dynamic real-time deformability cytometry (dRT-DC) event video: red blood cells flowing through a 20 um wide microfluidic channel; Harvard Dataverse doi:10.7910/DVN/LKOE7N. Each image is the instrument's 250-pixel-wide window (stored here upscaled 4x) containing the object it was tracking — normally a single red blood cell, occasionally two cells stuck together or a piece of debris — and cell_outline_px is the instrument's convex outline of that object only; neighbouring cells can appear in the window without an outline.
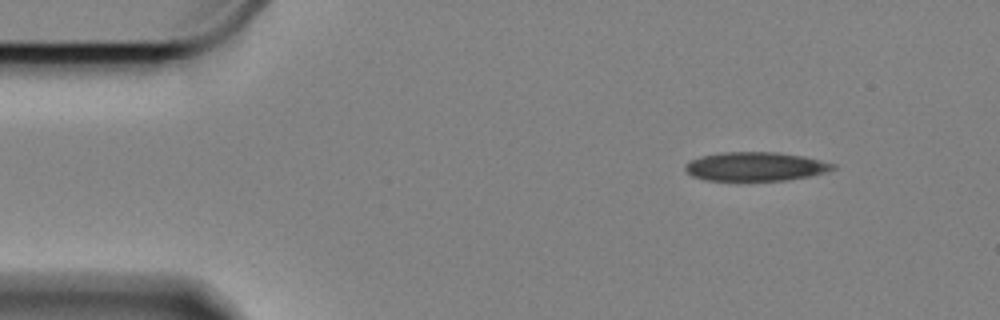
{"species": "Egyptian fruit bat (a non-hibernating species)", "species_latin": "Rousettus aegyptiacus", "temperature_condition": "cold", "stored_images_in_passage": 53, "camera_frame_rate_fps": 3000, "um_per_image_px": 0.085, "animal": {"sex": "female"}, "frame": {"image": 1, "passage_image": 1, "time_ms": 0.0, "image_size_px": [1000, 320], "cell_outline_px": [[836, 168], [828, 172], [812, 176], [788, 180], [708, 180], [692, 176], [684, 168], [684, 164], [700, 156], [720, 152], [776, 152], [804, 156], [836, 164]], "centroid_in_image_um": [64.25, 14.15], "position_along_channel_um": 20.7, "area_um2": 24.97}}
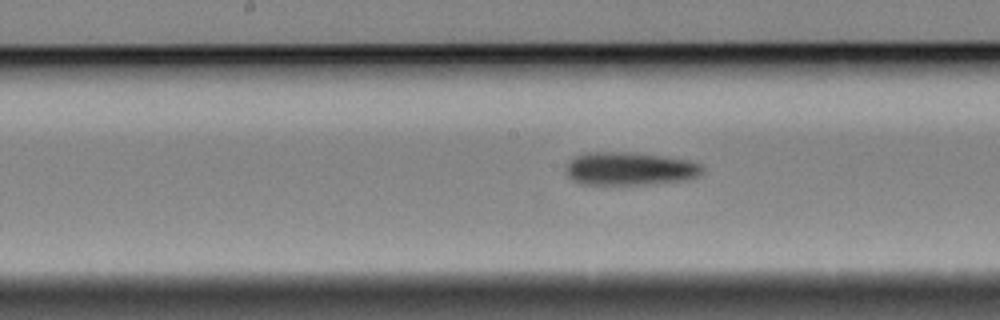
{"frame": {"image": 2, "passage_image": 23, "time_ms": 7.333, "image_size_px": [1000, 320], "cell_outline_px": [[704, 172], [696, 176], [684, 180], [648, 184], [576, 184], [564, 172], [564, 164], [568, 160], [584, 152], [632, 152], [664, 156], [688, 160], [700, 164], [704, 168]], "centroid_in_image_um": [53.45, 14.33], "position_along_channel_um": 194.8, "area_um2": 26.7}}
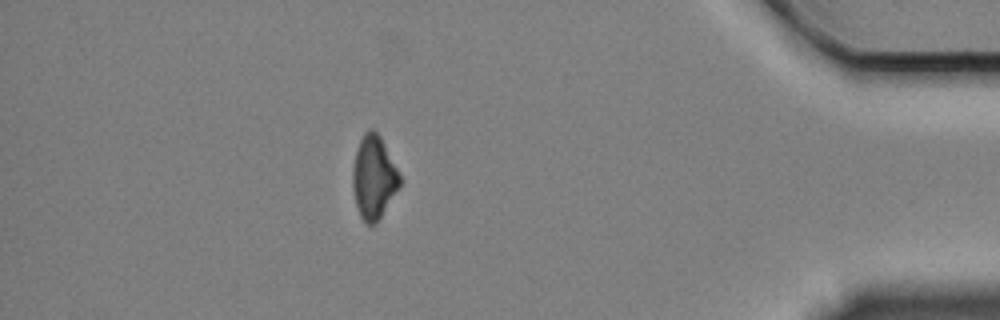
{"frame": {"image": 3, "passage_image": 46, "time_ms": 15.0, "image_size_px": [1000, 320], "cell_outline_px": [[404, 180], [400, 188], [376, 224], [368, 224], [360, 216], [356, 204], [352, 188], [352, 168], [356, 152], [360, 140], [364, 132], [368, 128], [372, 128], [380, 136]], "centroid_in_image_um": [31.8, 15.08], "position_along_channel_um": 403.4, "area_um2": 23.18}}